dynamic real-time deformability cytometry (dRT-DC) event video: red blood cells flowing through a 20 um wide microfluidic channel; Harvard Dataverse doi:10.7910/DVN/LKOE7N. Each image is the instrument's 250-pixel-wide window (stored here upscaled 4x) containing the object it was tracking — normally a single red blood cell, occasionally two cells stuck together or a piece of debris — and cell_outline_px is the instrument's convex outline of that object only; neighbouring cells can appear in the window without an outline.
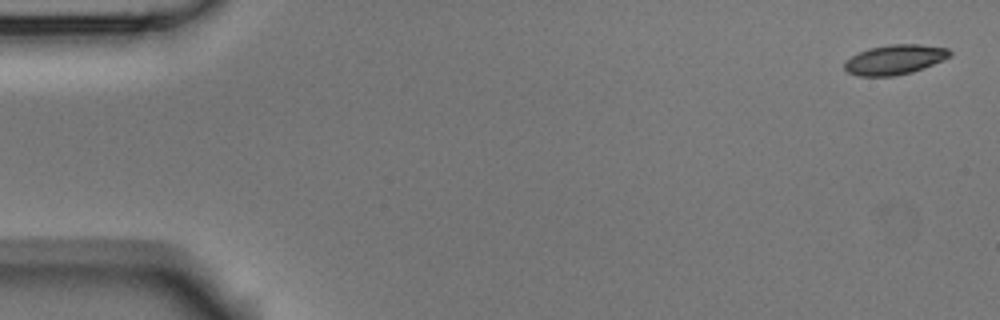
{"species": "Egyptian fruit bat (a non-hibernating species)", "species_latin": "Rousettus aegyptiacus", "temperature_condition": "room temperature", "stored_images_in_passage": 4, "camera_frame_rate_fps": 3000, "um_per_image_px": 0.085, "animal": {"sex": "male"}, "frame": {"image": 1, "passage_image": 1, "time_ms": 0.0, "image_size_px": [1000, 320], "cell_outline_px": [[952, 56], [944, 60], [924, 68], [912, 72], [896, 76], [856, 76], [848, 72], [844, 68], [844, 60], [868, 48], [888, 44], [920, 44], [948, 48], [952, 52]], "centroid_in_image_um": [76.07, 5.06], "position_along_channel_um": 8.9, "area_um2": 18.55}}
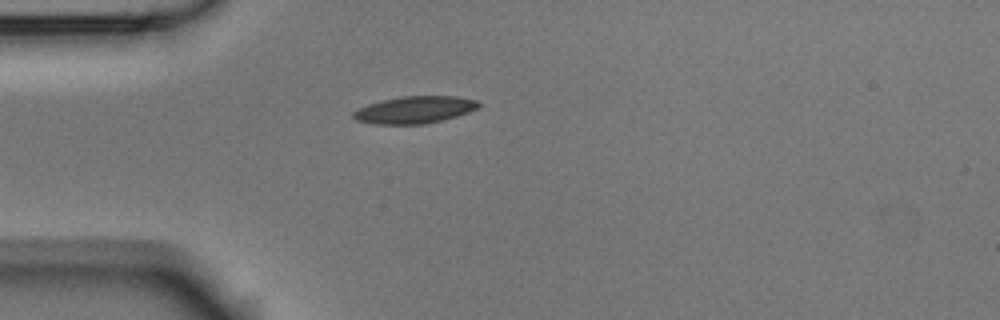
{"frame": {"image": 2, "passage_image": 4, "time_ms": 1.0, "image_size_px": [1000, 320], "cell_outline_px": [[480, 104], [476, 108], [468, 112], [456, 116], [424, 124], [376, 124], [356, 120], [352, 116], [352, 112], [368, 104], [400, 96], [456, 96], [476, 100]], "centroid_in_image_um": [35.22, 9.33], "position_along_channel_um": 49.8, "area_um2": 19.54}}